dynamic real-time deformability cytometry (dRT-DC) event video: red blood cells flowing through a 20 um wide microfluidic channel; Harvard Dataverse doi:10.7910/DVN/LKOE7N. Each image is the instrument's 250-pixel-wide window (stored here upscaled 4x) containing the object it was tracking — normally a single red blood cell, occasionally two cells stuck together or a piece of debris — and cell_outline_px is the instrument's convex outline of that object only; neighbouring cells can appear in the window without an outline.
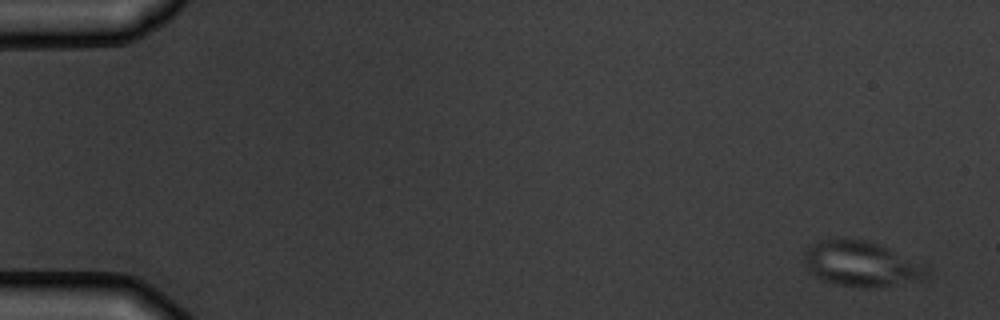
{"species": "common noctule bat (a hibernating species)", "species_latin": "Nyctalus noctula", "temperature_condition": "warm", "stored_images_in_passage": 5, "camera_frame_rate_fps": 3000, "um_per_image_px": 0.085, "animal": {"sex": "male", "body_mass_g": 19.5, "forearm_length_mm": 54.6}, "frame": {"image": 1, "passage_image": 1, "time_ms": 0.0, "image_size_px": [1000, 320], "cell_outline_px": [[928, 276], [920, 280], [872, 288], [864, 288], [836, 284], [824, 280], [808, 272], [804, 260], [804, 252], [812, 244], [820, 240], [864, 240], [888, 248], [928, 268]], "centroid_in_image_um": [73.17, 22.46], "position_along_channel_um": 11.8, "area_um2": 31.62}}